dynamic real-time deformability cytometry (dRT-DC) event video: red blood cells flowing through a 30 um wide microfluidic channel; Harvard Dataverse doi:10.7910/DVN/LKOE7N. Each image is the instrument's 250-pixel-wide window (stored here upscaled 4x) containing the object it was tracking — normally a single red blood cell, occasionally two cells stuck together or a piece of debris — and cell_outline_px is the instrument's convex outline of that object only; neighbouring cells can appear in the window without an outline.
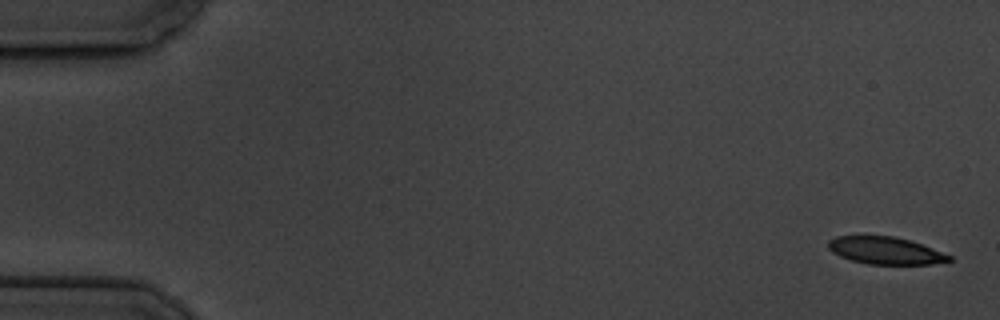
{"species": "common noctule bat (a hibernating species)", "species_latin": "Nyctalus noctula", "temperature_condition": "cold", "stored_images_in_passage": 8, "camera_frame_rate_fps": 3000, "um_per_image_px": 0.085, "animal": {"sex": "male", "body_mass_g": 19.5, "forearm_length_mm": 54.6}, "frame": {"image": 1, "passage_image": 1, "time_ms": 0.0, "image_size_px": [1000, 320], "cell_outline_px": [[952, 260], [928, 264], [868, 264], [852, 260], [840, 256], [832, 252], [828, 248], [828, 240], [836, 236], [892, 236], [908, 240], [932, 248], [952, 256]], "centroid_in_image_um": [75.22, 21.3], "position_along_channel_um": 9.8, "area_um2": 18.96}}
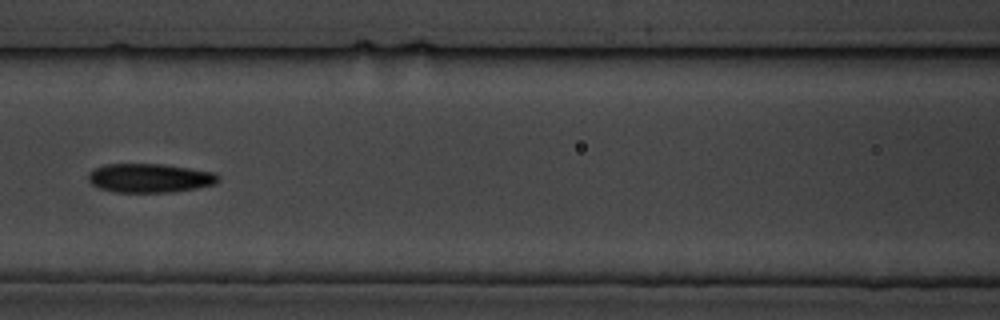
{"frame": {"image": 2, "passage_image": 8, "time_ms": 8.333, "image_size_px": [1000, 320], "cell_outline_px": [[220, 180], [216, 184], [196, 188], [172, 192], [112, 192], [100, 188], [92, 184], [88, 180], [88, 172], [92, 168], [104, 164], [164, 164], [212, 172], [220, 176]], "centroid_in_image_um": [12.7, 15.13], "position_along_channel_um": 153.9, "area_um2": 22.08}}